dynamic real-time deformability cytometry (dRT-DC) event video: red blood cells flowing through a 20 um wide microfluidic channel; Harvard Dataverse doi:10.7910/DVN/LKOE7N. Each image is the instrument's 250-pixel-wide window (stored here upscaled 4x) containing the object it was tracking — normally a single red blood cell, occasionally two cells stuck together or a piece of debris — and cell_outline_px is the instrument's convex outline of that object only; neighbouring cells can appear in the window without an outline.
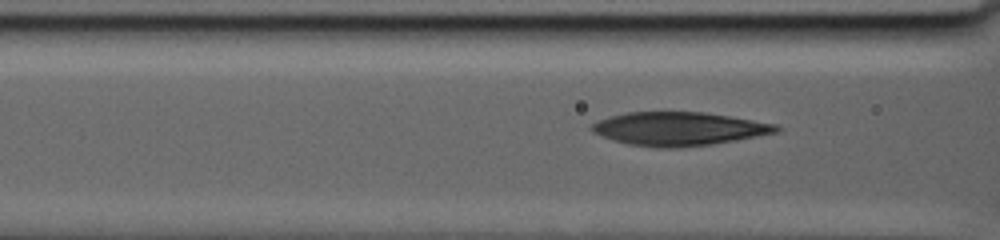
{"species": "human", "species_latin": "Homo sapiens", "temperature_condition": "warm", "stored_images_in_passage": 40, "camera_frame_rate_fps": 3000, "um_per_image_px": 0.085, "donor": {"sex": "male"}, "frame": {"image": 1, "passage_image": 7, "time_ms": 2.0, "image_size_px": [1000, 240], "cell_outline_px": [[780, 128], [776, 132], [736, 140], [712, 144], [680, 148], [656, 148], [628, 144], [612, 140], [592, 132], [588, 128], [592, 124], [608, 116], [624, 112], [704, 112], [776, 124]], "centroid_in_image_um": [57.63, 10.95], "position_along_channel_um": 109.0, "area_um2": 36.01}}
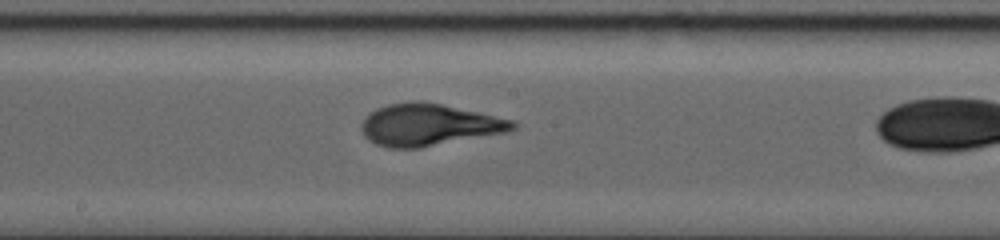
{"frame": {"image": 2, "passage_image": 21, "time_ms": 6.333, "image_size_px": [1000, 240], "cell_outline_px": [[516, 128], [508, 132], [420, 148], [388, 148], [376, 144], [368, 140], [364, 136], [360, 128], [360, 124], [364, 116], [368, 112], [376, 108], [388, 104], [412, 100], [420, 100], [440, 104], [512, 120], [516, 124]], "centroid_in_image_um": [36.37, 10.61], "position_along_channel_um": 211.8, "area_um2": 37.11}}
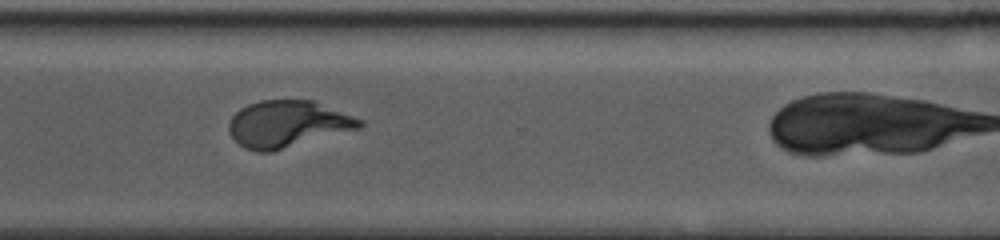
{"frame": {"image": 3, "passage_image": 39, "time_ms": 12.0, "image_size_px": [1000, 240], "cell_outline_px": [[364, 124], [360, 128], [272, 152], [256, 152], [244, 148], [228, 132], [228, 124], [232, 116], [240, 108], [248, 104], [260, 100], [312, 100], [364, 120]], "centroid_in_image_um": [24.43, 10.54], "position_along_channel_um": 346.2, "area_um2": 35.6}}